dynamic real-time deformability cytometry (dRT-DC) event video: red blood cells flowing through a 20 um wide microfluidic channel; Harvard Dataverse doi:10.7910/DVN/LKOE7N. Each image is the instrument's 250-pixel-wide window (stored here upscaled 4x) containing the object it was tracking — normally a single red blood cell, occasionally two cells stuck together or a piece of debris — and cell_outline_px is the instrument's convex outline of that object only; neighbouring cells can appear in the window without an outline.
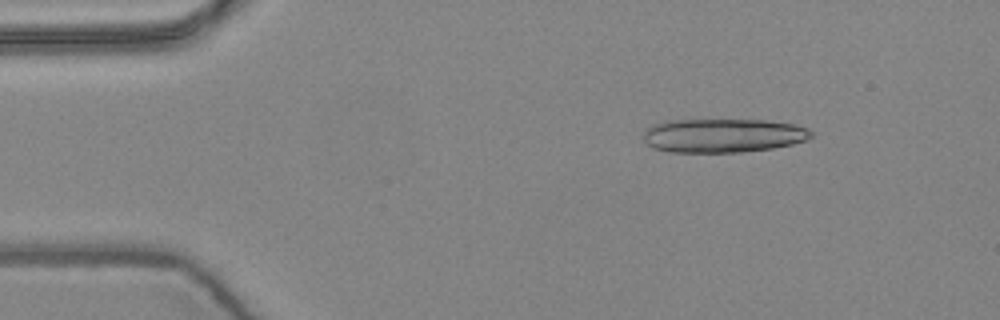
{"species": "common noctule bat (a hibernating species)", "species_latin": "Nyctalus noctula", "temperature_condition": "warm", "stored_images_in_passage": 5, "camera_frame_rate_fps": 3000, "um_per_image_px": 0.085, "animal": {"sex": "female", "body_mass_g": 24.6, "forearm_length_mm": 56.2}, "frame": {"image": 1, "passage_image": 1, "time_ms": 0.0, "image_size_px": [1000, 320], "cell_outline_px": [[812, 136], [804, 140], [792, 144], [772, 148], [740, 152], [668, 152], [652, 148], [644, 140], [644, 128], [652, 124], [664, 120], [764, 120], [792, 124], [808, 128], [812, 132]], "centroid_in_image_um": [61.39, 11.51], "position_along_channel_um": 23.6, "area_um2": 33.23}}
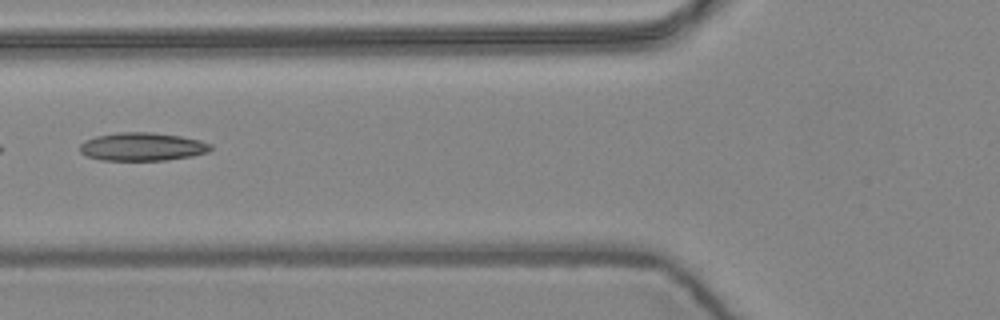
{"frame": {"image": 2, "passage_image": 4, "time_ms": 1.0, "image_size_px": [1000, 320], "cell_outline_px": [[212, 148], [208, 152], [192, 156], [164, 160], [100, 160], [88, 156], [80, 152], [80, 144], [84, 140], [96, 136], [116, 132], [152, 132], [180, 136], [200, 140], [212, 144]], "centroid_in_image_um": [12.09, 12.46], "position_along_channel_um": 113.7, "area_um2": 21.56}}
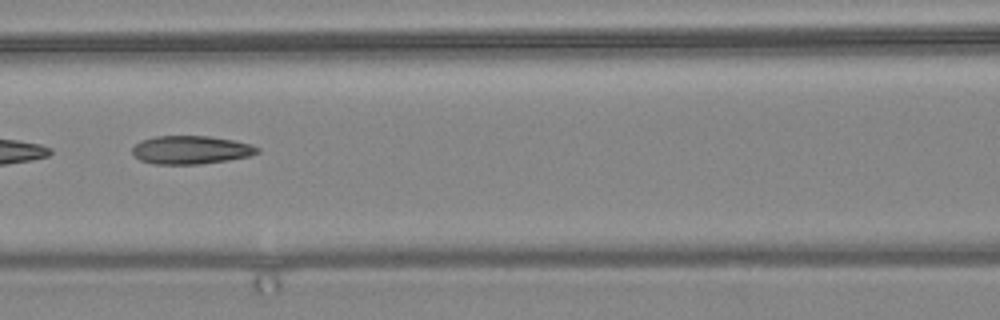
{"frame": {"image": 3, "passage_image": 5, "time_ms": 1.333, "image_size_px": [1000, 320], "cell_outline_px": [[260, 152], [248, 156], [228, 160], [200, 164], [152, 164], [140, 160], [132, 152], [132, 148], [140, 140], [156, 136], [208, 136], [232, 140], [248, 144], [260, 148]], "centroid_in_image_um": [16.2, 12.74], "position_along_channel_um": 150.4, "area_um2": 20.52}}